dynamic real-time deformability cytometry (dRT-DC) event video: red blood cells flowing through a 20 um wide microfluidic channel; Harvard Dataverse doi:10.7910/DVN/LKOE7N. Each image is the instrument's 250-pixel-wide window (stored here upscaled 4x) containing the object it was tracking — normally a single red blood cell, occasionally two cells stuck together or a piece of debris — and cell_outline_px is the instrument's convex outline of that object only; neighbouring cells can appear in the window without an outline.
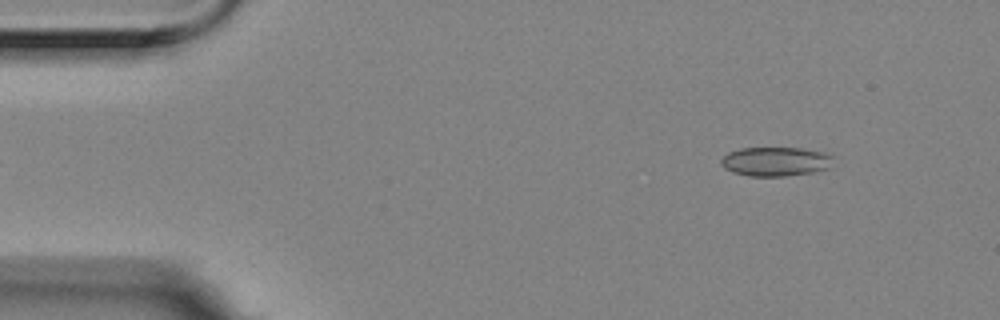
{"species": "Egyptian fruit bat (a non-hibernating species)", "species_latin": "Rousettus aegyptiacus", "temperature_condition": "room temperature", "stored_images_in_passage": 2, "camera_frame_rate_fps": 3000, "um_per_image_px": 0.085, "animal": {"sex": "female"}, "frame": {"image": 1, "passage_image": 2, "time_ms": 0.333, "image_size_px": [1000, 320], "cell_outline_px": [[832, 156], [828, 168], [812, 172], [784, 176], [748, 176], [732, 172], [724, 168], [720, 164], [720, 160], [728, 152], [740, 148], [800, 148], [824, 152]], "centroid_in_image_um": [65.86, 13.73], "position_along_channel_um": 19.1, "area_um2": 18.96}}